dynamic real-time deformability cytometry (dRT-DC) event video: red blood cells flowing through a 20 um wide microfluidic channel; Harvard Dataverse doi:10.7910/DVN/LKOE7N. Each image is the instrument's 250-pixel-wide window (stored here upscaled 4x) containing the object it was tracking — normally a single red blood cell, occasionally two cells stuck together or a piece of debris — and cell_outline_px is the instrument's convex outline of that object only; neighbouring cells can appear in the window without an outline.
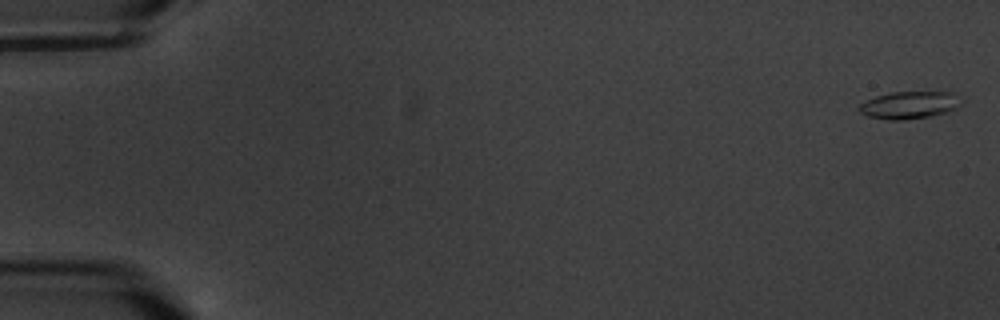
{"species": "common noctule bat (a hibernating species)", "species_latin": "Nyctalus noctula", "temperature_condition": "warm", "stored_images_in_passage": 7, "camera_frame_rate_fps": 3000, "um_per_image_px": 0.085, "animal": {"sex": "male", "body_mass_g": 20.1, "forearm_length_mm": 53.5}, "frame": {"image": 1, "passage_image": 1, "time_ms": 0.0, "image_size_px": [1000, 320], "cell_outline_px": [[964, 100], [956, 108], [948, 112], [928, 116], [904, 120], [888, 120], [868, 116], [860, 112], [856, 108], [860, 104], [876, 96], [892, 92], [952, 92]], "centroid_in_image_um": [77.31, 8.93], "position_along_channel_um": 7.7, "area_um2": 16.3}}
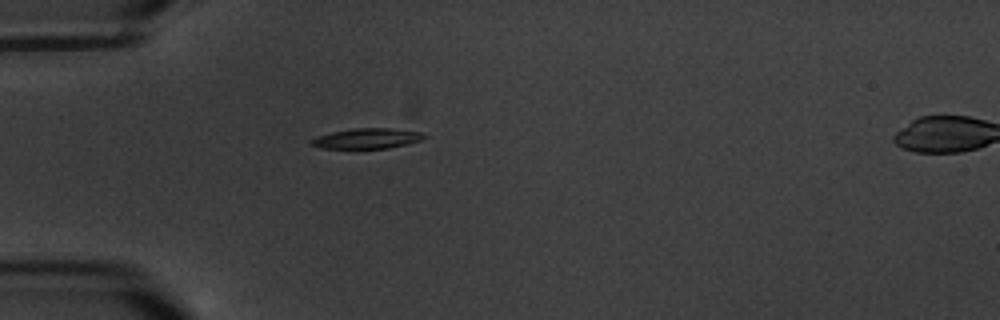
{"frame": {"image": 2, "passage_image": 5, "time_ms": 5.667, "image_size_px": [1000, 320], "cell_outline_px": [[428, 136], [420, 140], [408, 144], [388, 148], [320, 148], [312, 144], [308, 140], [316, 136], [332, 132], [352, 128], [388, 128], [424, 132]], "centroid_in_image_um": [31.21, 11.76], "position_along_channel_um": 53.8, "area_um2": 13.41}}